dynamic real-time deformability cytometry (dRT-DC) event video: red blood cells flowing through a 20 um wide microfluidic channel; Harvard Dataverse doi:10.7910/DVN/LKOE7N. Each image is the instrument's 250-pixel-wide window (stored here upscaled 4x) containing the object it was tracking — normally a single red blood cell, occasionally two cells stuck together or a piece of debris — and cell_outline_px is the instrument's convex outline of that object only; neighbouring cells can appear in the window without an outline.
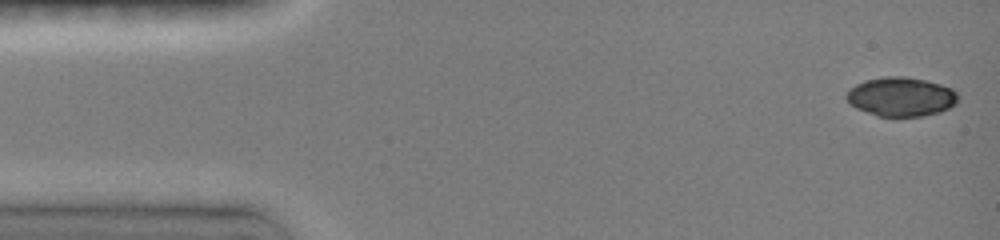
{"species": "common noctule bat (a hibernating species)", "species_latin": "Nyctalus noctula", "temperature_condition": "room temperature", "stored_images_in_passage": 36, "segment_of_instrument_passage": [1, 2], "camera_frame_rate_fps": 3000, "um_per_image_px": 0.085, "animal": {"sex": "female", "body_mass_g": 19.0, "forearm_length_mm": 51.5}, "frame": {"image": 1, "passage_image": 1, "time_ms": 0.0, "image_size_px": [1000, 240], "cell_outline_px": [[956, 104], [940, 112], [924, 116], [876, 116], [856, 108], [844, 96], [848, 88], [864, 80], [884, 76], [904, 76], [924, 80], [940, 84], [952, 88], [956, 92]], "centroid_in_image_um": [76.55, 8.22], "position_along_channel_um": 8.4, "area_um2": 25.49}}
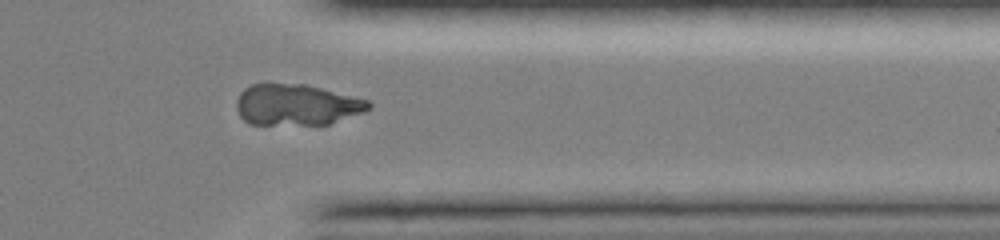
{"frame": {"image": 2, "passage_image": 29, "time_ms": 12.0, "image_size_px": [1000, 240], "cell_outline_px": [[372, 108], [364, 112], [328, 124], [248, 124], [240, 116], [236, 108], [236, 100], [240, 92], [244, 88], [252, 84], [304, 84], [368, 100], [372, 104]], "centroid_in_image_um": [25.19, 8.91], "position_along_channel_um": 386.2, "area_um2": 31.5}}
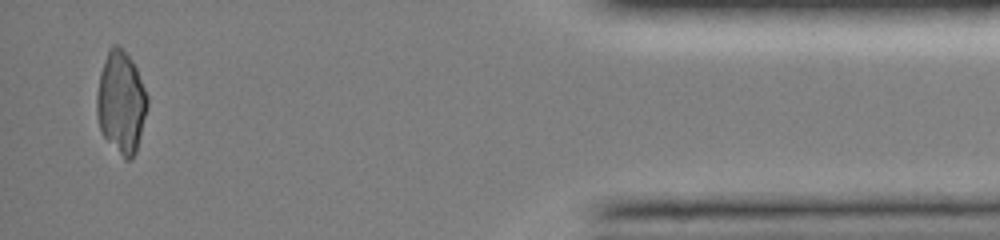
{"frame": {"image": 3, "passage_image": 33, "time_ms": 14.333, "image_size_px": [1000, 240], "cell_outline_px": [[148, 104], [136, 152], [132, 160], [124, 160], [100, 132], [96, 112], [96, 92], [100, 72], [108, 48], [112, 44], [120, 44], [128, 52], [136, 68], [148, 96]], "centroid_in_image_um": [10.27, 8.67], "position_along_channel_um": 424.9, "area_um2": 30.63}}